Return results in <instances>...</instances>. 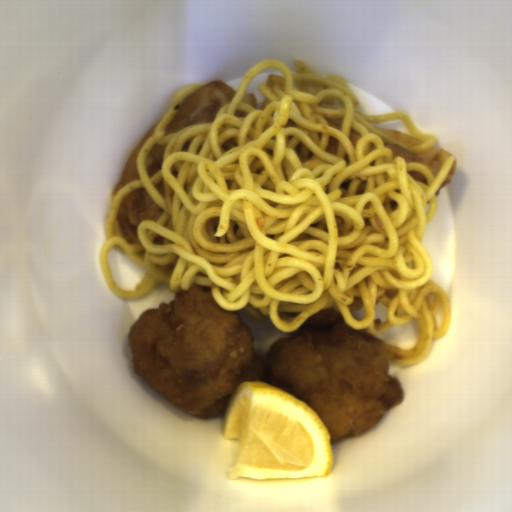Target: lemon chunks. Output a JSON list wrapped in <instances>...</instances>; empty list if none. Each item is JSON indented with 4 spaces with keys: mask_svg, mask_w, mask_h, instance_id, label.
I'll use <instances>...</instances> for the list:
<instances>
[{
    "mask_svg": "<svg viewBox=\"0 0 512 512\" xmlns=\"http://www.w3.org/2000/svg\"><path fill=\"white\" fill-rule=\"evenodd\" d=\"M221 435L240 442L226 471L233 480L313 479L333 469L332 436L315 409L262 381H243L234 389Z\"/></svg>",
    "mask_w": 512,
    "mask_h": 512,
    "instance_id": "obj_1",
    "label": "lemon chunks"
}]
</instances>
